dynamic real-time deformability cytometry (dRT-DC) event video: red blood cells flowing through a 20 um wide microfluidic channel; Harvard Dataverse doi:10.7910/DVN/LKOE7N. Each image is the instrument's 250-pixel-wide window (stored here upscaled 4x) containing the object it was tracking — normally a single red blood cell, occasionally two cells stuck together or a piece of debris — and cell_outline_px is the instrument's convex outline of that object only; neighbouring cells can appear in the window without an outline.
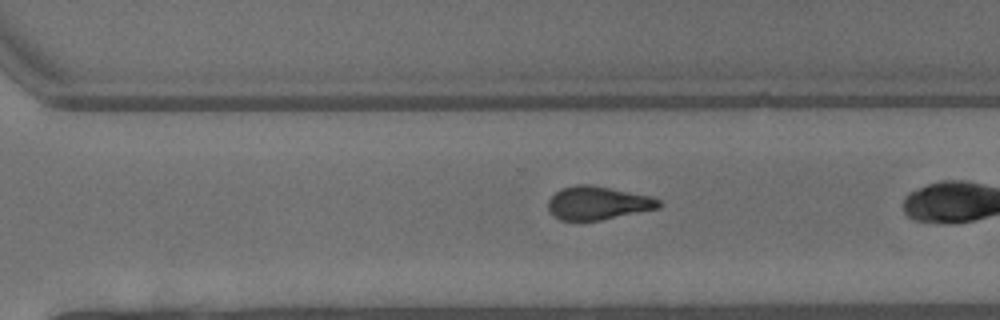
{"species": "common noctule bat (a hibernating species)", "species_latin": "Nyctalus noctula", "temperature_condition": "warm", "stored_images_in_passage": 26, "camera_frame_rate_fps": 3000, "um_per_image_px": 0.085, "animal": {"sex": "male", "body_mass_g": 13.3}, "frame": {"image": 1, "passage_image": 22, "time_ms": 7.0, "image_size_px": [1000, 320], "cell_outline_px": [[664, 204], [660, 208], [600, 220], [560, 220], [552, 216], [548, 212], [548, 200], [556, 192], [564, 188], [580, 184], [592, 184], [652, 196], [660, 200]], "centroid_in_image_um": [50.84, 17.26], "position_along_channel_um": 319.8, "area_um2": 21.68}}